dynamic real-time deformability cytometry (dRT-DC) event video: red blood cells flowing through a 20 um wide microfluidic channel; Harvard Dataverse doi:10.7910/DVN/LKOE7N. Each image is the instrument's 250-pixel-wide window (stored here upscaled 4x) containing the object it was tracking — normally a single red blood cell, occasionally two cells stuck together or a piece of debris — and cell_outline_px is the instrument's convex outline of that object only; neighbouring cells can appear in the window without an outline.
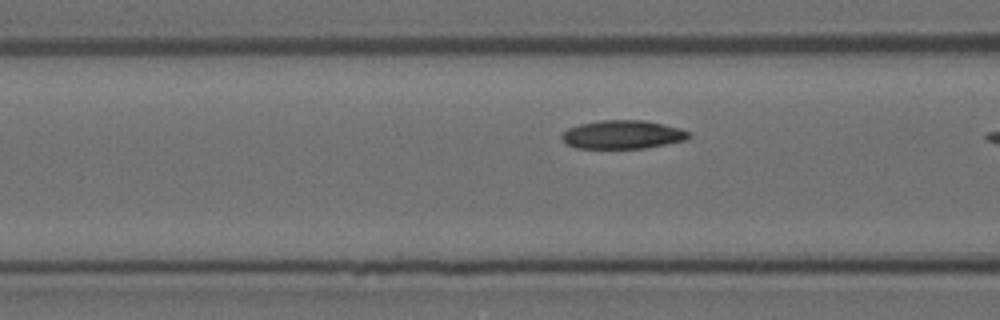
{"species": "Egyptian fruit bat (a non-hibernating species)", "species_latin": "Rousettus aegyptiacus", "temperature_condition": "room temperature", "stored_images_in_passage": 4, "camera_frame_rate_fps": 3000, "um_per_image_px": 0.085, "animal": {"sex": "female"}, "frame": {"image": 1, "passage_image": 3, "time_ms": 0.667, "image_size_px": [1000, 320], "cell_outline_px": [[692, 136], [688, 140], [644, 148], [576, 148], [568, 144], [560, 136], [568, 128], [580, 124], [600, 120], [644, 120], [664, 124], [680, 128], [692, 132]], "centroid_in_image_um": [52.99, 11.43], "position_along_channel_um": 113.6, "area_um2": 21.21}}